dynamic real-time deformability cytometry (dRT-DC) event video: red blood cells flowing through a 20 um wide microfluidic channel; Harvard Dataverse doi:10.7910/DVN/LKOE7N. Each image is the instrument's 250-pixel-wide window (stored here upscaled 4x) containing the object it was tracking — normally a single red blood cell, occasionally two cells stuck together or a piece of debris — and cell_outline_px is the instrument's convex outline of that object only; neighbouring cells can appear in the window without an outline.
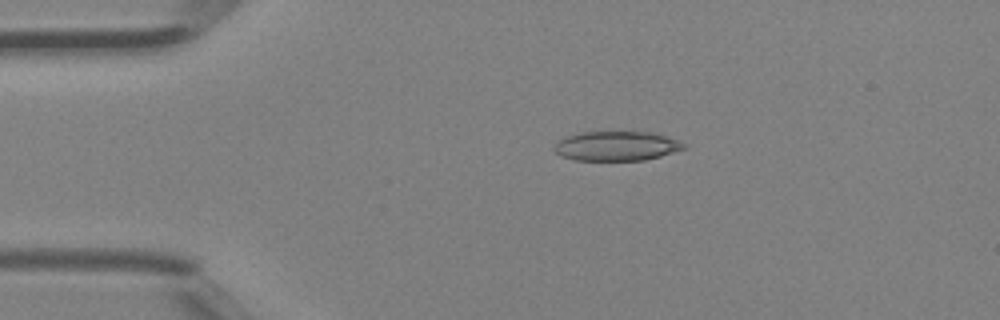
{"species": "Egyptian fruit bat (a non-hibernating species)", "species_latin": "Rousettus aegyptiacus", "temperature_condition": "room temperature", "stored_images_in_passage": 4, "camera_frame_rate_fps": 3000, "um_per_image_px": 0.085, "animal": {"sex": "female"}, "frame": {"image": 1, "passage_image": 3, "time_ms": 0.667, "image_size_px": [1000, 320], "cell_outline_px": [[688, 148], [660, 156], [644, 160], [576, 160], [560, 156], [552, 148], [556, 140], [564, 136], [580, 132], [652, 132], [680, 140], [688, 144]], "centroid_in_image_um": [52.4, 12.4], "position_along_channel_um": 32.6, "area_um2": 22.66}}